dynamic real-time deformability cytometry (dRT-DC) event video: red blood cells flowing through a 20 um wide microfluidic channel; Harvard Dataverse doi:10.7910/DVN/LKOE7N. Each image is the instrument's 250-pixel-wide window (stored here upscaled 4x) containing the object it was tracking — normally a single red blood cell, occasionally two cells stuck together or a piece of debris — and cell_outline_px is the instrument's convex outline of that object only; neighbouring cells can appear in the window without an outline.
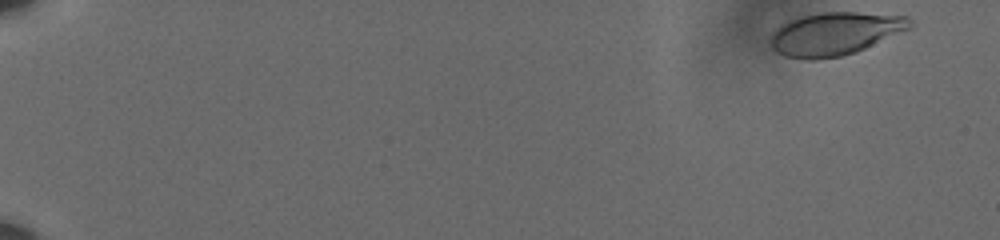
{"species": "human", "species_latin": "Homo sapiens", "temperature_condition": "cold", "stored_images_in_passage": 58, "camera_frame_rate_fps": 3000, "um_per_image_px": 0.085, "donor": {"sex": "male"}, "frame": {"image": 1, "passage_image": 2, "time_ms": 0.333, "image_size_px": [1000, 240], "cell_outline_px": [[912, 20], [908, 28], [856, 52], [840, 56], [816, 60], [804, 60], [784, 56], [776, 52], [772, 48], [772, 32], [780, 24], [788, 20], [800, 16], [820, 12], [856, 12], [908, 16]], "centroid_in_image_um": [70.9, 2.86], "position_along_channel_um": 14.1, "area_um2": 34.8}}
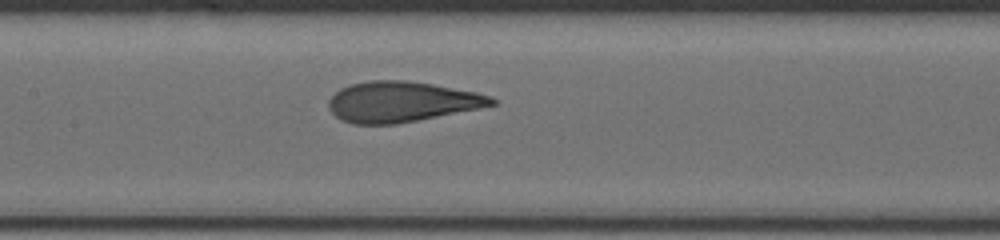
{"frame": {"image": 2, "passage_image": 31, "time_ms": 10.0, "image_size_px": [1000, 240], "cell_outline_px": [[496, 104], [396, 124], [352, 124], [336, 116], [328, 108], [328, 100], [340, 88], [352, 84], [372, 80], [404, 80], [432, 84], [476, 92], [492, 96], [496, 100]], "centroid_in_image_um": [34.1, 8.64], "position_along_channel_um": 173.3, "area_um2": 37.92}}
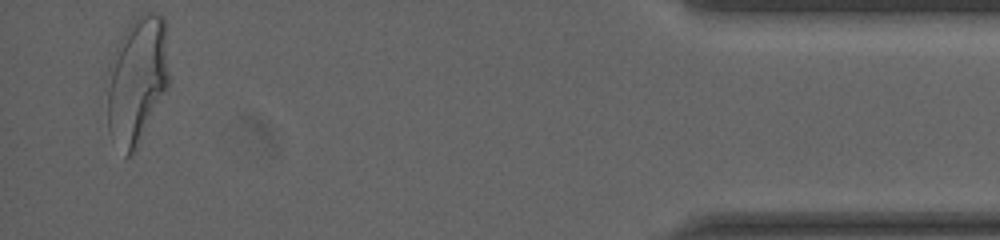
{"frame": {"image": 3, "passage_image": 57, "time_ms": 18.667, "image_size_px": [1000, 240], "cell_outline_px": [[168, 88], [132, 156], [124, 156], [108, 128], [108, 64], [128, 24], [136, 16], [148, 12], [152, 12], [164, 16], [168, 72]], "centroid_in_image_um": [11.65, 6.8], "position_along_channel_um": 423.6, "area_um2": 45.6}, "authors_computed_cell_mechanics": {"area_um2": 37.9746, "velocity_mm_per_s": 3.6043, "shape_relaxation_time_tau1_ms": 4.3436, "shape_relaxation_time_tau2_ms": 0.7657, "deformation_change_tau1": 0.1739, "deformation_change_tau2": 0.074}}